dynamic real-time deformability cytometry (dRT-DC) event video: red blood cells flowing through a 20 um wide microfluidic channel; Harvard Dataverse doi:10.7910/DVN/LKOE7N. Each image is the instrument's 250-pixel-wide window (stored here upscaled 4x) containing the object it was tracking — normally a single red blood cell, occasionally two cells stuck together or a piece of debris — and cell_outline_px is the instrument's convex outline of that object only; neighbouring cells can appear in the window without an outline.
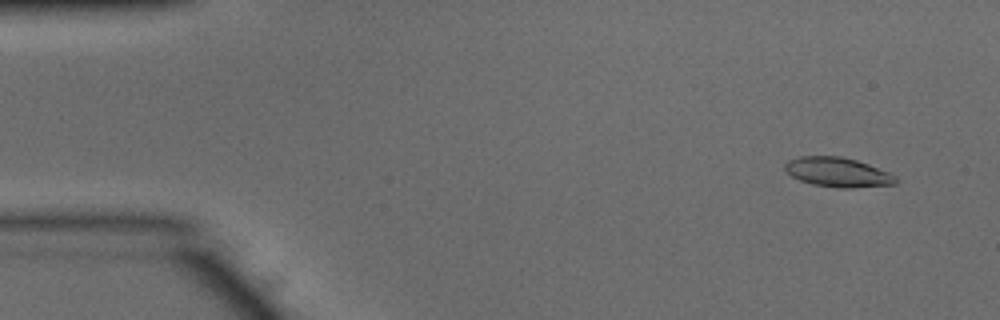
{"species": "common noctule bat (a hibernating species)", "species_latin": "Nyctalus noctula", "temperature_condition": "warm", "stored_images_in_passage": 52, "camera_frame_rate_fps": 3000, "um_per_image_px": 0.085, "animal": {"sex": "male", "body_mass_g": 15.6}, "frame": {"image": 1, "passage_image": 4, "time_ms": 1.0, "image_size_px": [1000, 320], "cell_outline_px": [[900, 180], [896, 184], [852, 188], [840, 188], [812, 184], [800, 180], [792, 176], [784, 168], [784, 164], [788, 160], [800, 156], [840, 156], [856, 160], [868, 164], [888, 172], [896, 176]], "centroid_in_image_um": [71.23, 14.64], "position_along_channel_um": 13.8, "area_um2": 19.07}}
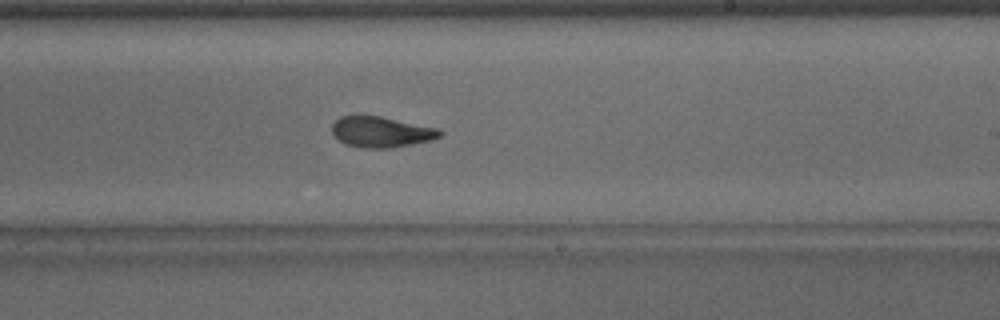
{"frame": {"image": 2, "passage_image": 31, "time_ms": 10.0, "image_size_px": [1000, 320], "cell_outline_px": [[444, 132], [440, 136], [432, 140], [392, 148], [364, 148], [344, 144], [332, 132], [332, 124], [340, 116], [380, 116], [440, 128]], "centroid_in_image_um": [32.44, 11.22], "position_along_channel_um": 256.6, "area_um2": 19.36}}
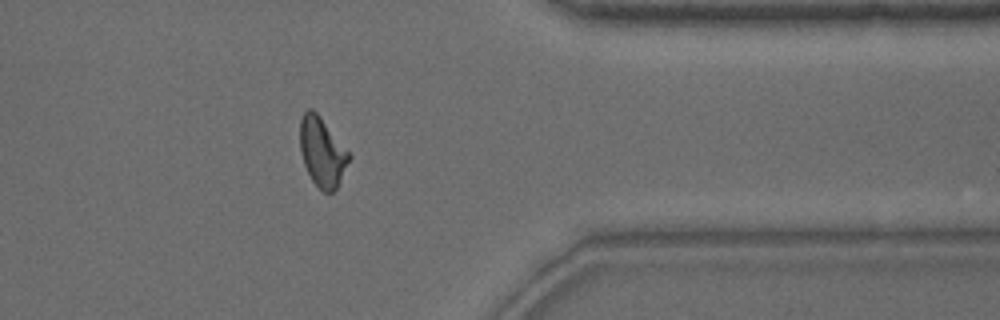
{"frame": {"image": 3, "passage_image": 42, "time_ms": 13.667, "image_size_px": [1000, 320], "cell_outline_px": [[352, 156], [336, 188], [332, 192], [324, 192], [312, 180], [304, 164], [300, 152], [300, 120], [304, 112], [308, 108], [312, 108], [320, 116]], "centroid_in_image_um": [27.37, 12.9], "position_along_channel_um": 384.0, "area_um2": 19.54}, "authors_computed_cell_mechanics": {"area_um2": 19.5364, "velocity_mm_per_s": 3.8742, "shape_relaxation_time_tau1_ms": 6.4837, "shape_relaxation_time_tau2_ms": 1.2716, "deformation_change_tau1": 0.2207, "deformation_change_tau2": 0.085}}